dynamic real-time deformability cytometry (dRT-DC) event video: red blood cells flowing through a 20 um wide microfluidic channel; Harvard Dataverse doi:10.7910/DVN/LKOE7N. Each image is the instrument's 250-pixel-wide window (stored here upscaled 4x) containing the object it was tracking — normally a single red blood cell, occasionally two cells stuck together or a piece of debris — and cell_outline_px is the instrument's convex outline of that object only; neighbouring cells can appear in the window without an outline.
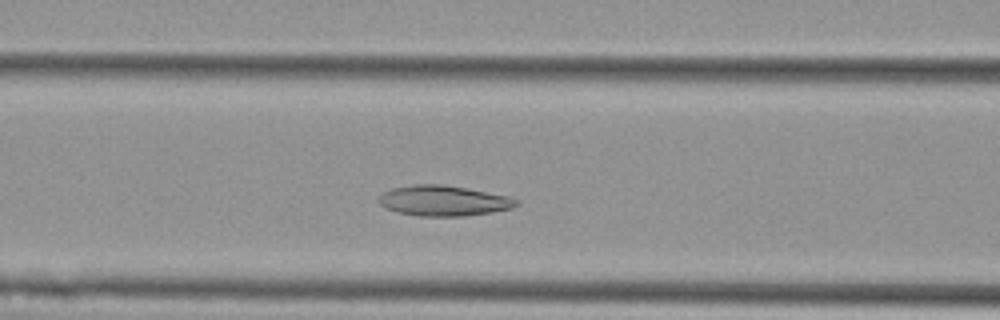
{"species": "Egyptian fruit bat (a non-hibernating species)", "species_latin": "Rousettus aegyptiacus", "temperature_condition": "cold", "stored_images_in_passage": 45, "camera_frame_rate_fps": 3000, "um_per_image_px": 0.085, "animal": {"sex": "female"}, "frame": {"image": 1, "passage_image": 13, "time_ms": 4.0, "image_size_px": [1000, 320], "cell_outline_px": [[520, 204], [512, 208], [492, 212], [464, 216], [416, 216], [384, 208], [380, 204], [380, 196], [384, 192], [392, 188], [416, 184], [440, 184], [468, 188], [512, 196], [520, 200]], "centroid_in_image_um": [37.78, 17.06], "position_along_channel_um": 128.8, "area_um2": 24.57}}
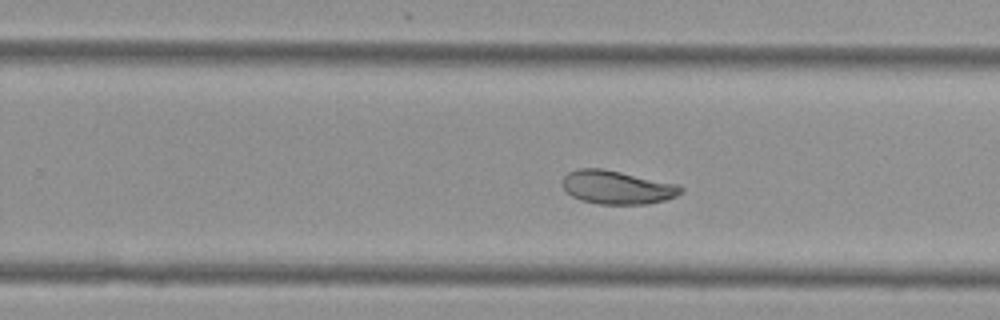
{"frame": {"image": 2, "passage_image": 25, "time_ms": 8.0, "image_size_px": [1000, 320], "cell_outline_px": [[684, 192], [676, 196], [664, 200], [648, 204], [600, 204], [580, 200], [572, 196], [560, 184], [564, 176], [568, 172], [576, 168], [604, 168], [680, 184], [684, 188]], "centroid_in_image_um": [52.47, 15.91], "position_along_channel_um": 277.3, "area_um2": 23.52}}
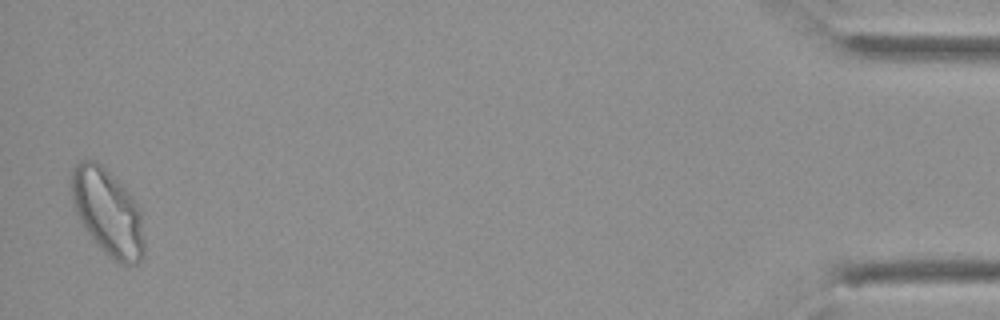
{"frame": {"image": 3, "passage_image": 44, "time_ms": 14.333, "image_size_px": [1000, 320], "cell_outline_px": [[144, 256], [136, 264], [128, 268], [120, 264], [104, 252], [92, 240], [80, 220], [76, 212], [72, 200], [68, 184], [72, 168], [80, 160], [96, 160], [132, 196], [140, 208], [144, 240]], "centroid_in_image_um": [9.14, 18.06], "position_along_channel_um": 426.1, "area_um2": 37.11}, "authors_computed_cell_mechanics": {"area_um2": 25.5476, "velocity_mm_per_s": 3.7451, "shape_relaxation_time_tau1_ms": 7.9204, "shape_relaxation_time_tau2_ms": 4.3529, "deformation_change_tau1": 0.183, "deformation_change_tau2": 0.0753}}